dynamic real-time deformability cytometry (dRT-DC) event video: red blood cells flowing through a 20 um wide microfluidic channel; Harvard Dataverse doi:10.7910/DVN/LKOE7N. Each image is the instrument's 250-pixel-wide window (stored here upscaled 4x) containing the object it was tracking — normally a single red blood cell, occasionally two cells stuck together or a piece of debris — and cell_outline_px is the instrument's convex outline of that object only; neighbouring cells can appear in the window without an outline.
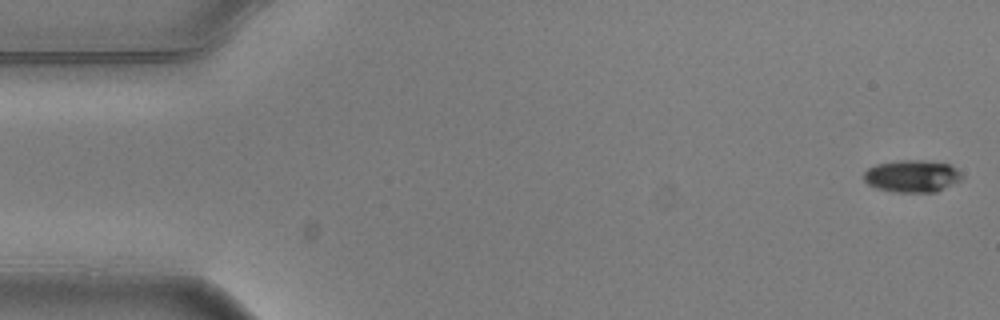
{"species": "common noctule bat (a hibernating species)", "species_latin": "Nyctalus noctula", "temperature_condition": "warm", "stored_images_in_passage": 5, "camera_frame_rate_fps": 3000, "um_per_image_px": 0.085, "animal": {"sex": "male", "body_mass_g": 20.5, "forearm_length_mm": 52.5}, "frame": {"image": 1, "passage_image": 1, "time_ms": 0.0, "image_size_px": [1000, 320], "cell_outline_px": [[964, 176], [960, 180], [936, 192], [892, 192], [876, 188], [868, 184], [864, 180], [864, 172], [868, 168], [876, 164], [900, 160], [924, 160], [948, 164], [956, 168]], "centroid_in_image_um": [77.51, 14.97], "position_along_channel_um": 7.5, "area_um2": 18.44}}
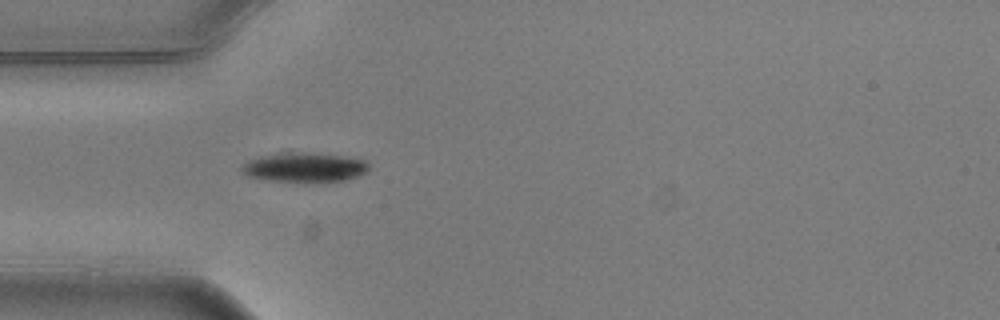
{"frame": {"image": 2, "passage_image": 5, "time_ms": 1.333, "image_size_px": [1000, 320], "cell_outline_px": [[368, 172], [344, 180], [264, 180], [248, 176], [240, 172], [240, 168], [248, 160], [260, 156], [288, 148], [344, 156], [368, 160]], "centroid_in_image_um": [25.82, 14.13], "position_along_channel_um": 59.2, "area_um2": 22.37}}